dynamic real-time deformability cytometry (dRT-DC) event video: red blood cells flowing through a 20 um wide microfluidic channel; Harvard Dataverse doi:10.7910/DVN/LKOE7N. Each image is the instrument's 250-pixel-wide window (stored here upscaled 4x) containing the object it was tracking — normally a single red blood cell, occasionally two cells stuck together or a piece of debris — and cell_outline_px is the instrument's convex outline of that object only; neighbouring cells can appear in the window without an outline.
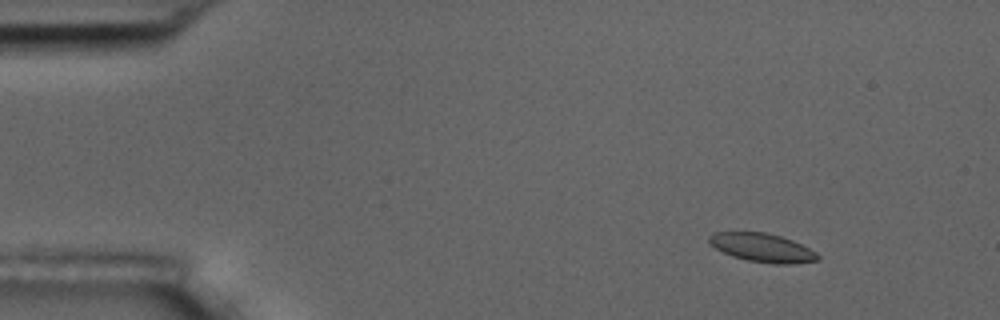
{"species": "common noctule bat (a hibernating species)", "species_latin": "Nyctalus noctula", "temperature_condition": "room temperature", "stored_images_in_passage": 10, "camera_frame_rate_fps": 3000, "um_per_image_px": 0.085, "animal": {"sex": "male", "body_mass_g": 17.5, "forearm_length_mm": 52.3}, "frame": {"image": 1, "passage_image": 2, "time_ms": 1.0, "image_size_px": [1000, 320], "cell_outline_px": [[820, 260], [788, 264], [772, 264], [748, 260], [732, 256], [716, 248], [708, 240], [708, 236], [712, 232], [764, 232], [780, 236], [792, 240], [816, 252], [820, 256]], "centroid_in_image_um": [64.8, 21.05], "position_along_channel_um": 20.2, "area_um2": 17.98}}
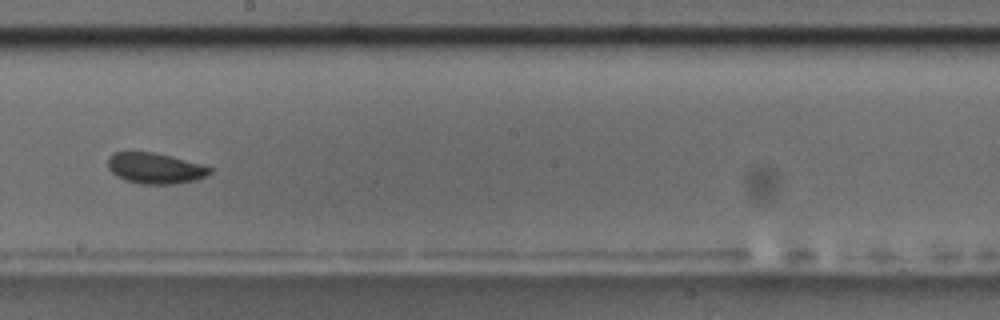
{"frame": {"image": 2, "passage_image": 9, "time_ms": 9.333, "image_size_px": [1000, 320], "cell_outline_px": [[212, 172], [196, 180], [176, 184], [144, 184], [124, 180], [116, 176], [108, 168], [108, 156], [112, 152], [152, 152], [172, 156], [200, 164], [212, 168]], "centroid_in_image_um": [13.16, 14.3], "position_along_channel_um": 235.0, "area_um2": 18.32}}
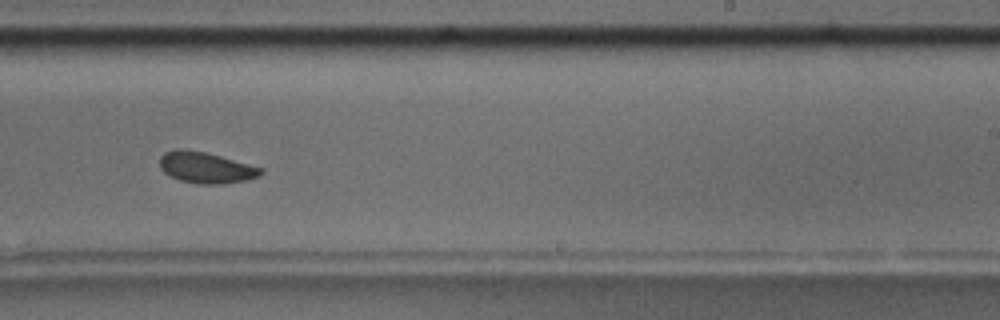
{"frame": {"image": 3, "passage_image": 10, "time_ms": 10.333, "image_size_px": [1000, 320], "cell_outline_px": [[264, 172], [260, 176], [248, 180], [224, 184], [196, 184], [180, 180], [164, 172], [160, 168], [160, 156], [164, 152], [176, 148], [184, 148], [204, 152], [220, 156], [264, 168]], "centroid_in_image_um": [17.52, 14.25], "position_along_channel_um": 271.5, "area_um2": 18.55}}